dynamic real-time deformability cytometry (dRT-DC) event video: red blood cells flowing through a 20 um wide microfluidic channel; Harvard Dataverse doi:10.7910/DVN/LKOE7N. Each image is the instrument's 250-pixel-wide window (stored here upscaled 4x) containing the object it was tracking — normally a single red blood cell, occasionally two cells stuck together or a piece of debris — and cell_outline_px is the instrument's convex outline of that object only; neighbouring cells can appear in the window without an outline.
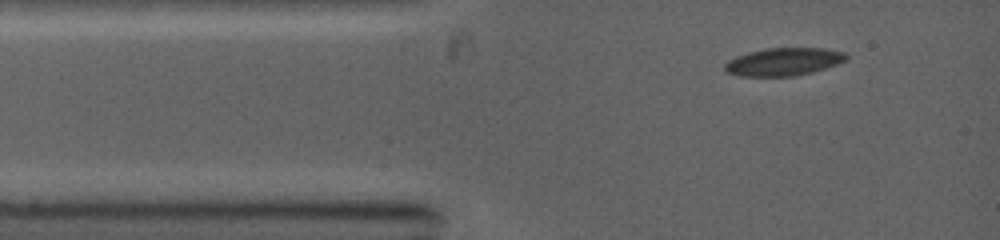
{"species": "common noctule bat (a hibernating species)", "species_latin": "Nyctalus noctula", "temperature_condition": "warm", "stored_images_in_passage": 4, "camera_frame_rate_fps": 5000, "um_per_image_px": 0.085, "animal": {"sex": "female", "body_mass_g": 19.0, "forearm_length_mm": 53.3}, "frame": {"image": 1, "passage_image": 1, "time_ms": 0.0, "image_size_px": [1000, 240], "cell_outline_px": [[848, 60], [812, 72], [796, 76], [740, 76], [728, 72], [724, 68], [724, 64], [728, 60], [736, 56], [748, 52], [768, 48], [824, 48], [844, 52], [848, 56]], "centroid_in_image_um": [66.61, 5.24], "position_along_channel_um": 18.4, "area_um2": 19.65}}
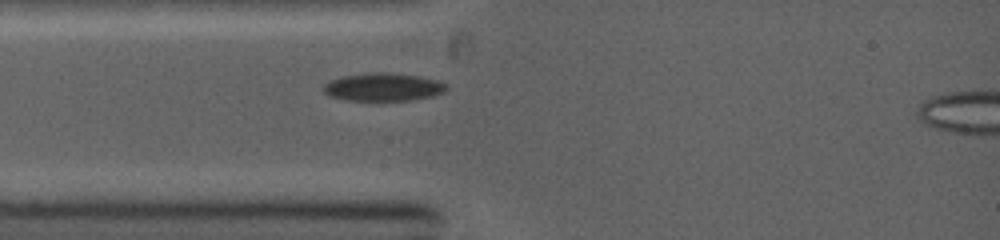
{"frame": {"image": 2, "passage_image": 4, "time_ms": 1.4, "image_size_px": [1000, 240], "cell_outline_px": [[448, 88], [444, 92], [432, 96], [412, 100], [344, 100], [328, 96], [324, 92], [324, 84], [340, 76], [372, 72], [384, 72], [420, 76], [436, 80], [448, 84]], "centroid_in_image_um": [32.57, 7.39], "position_along_channel_um": 52.4, "area_um2": 20.11}}